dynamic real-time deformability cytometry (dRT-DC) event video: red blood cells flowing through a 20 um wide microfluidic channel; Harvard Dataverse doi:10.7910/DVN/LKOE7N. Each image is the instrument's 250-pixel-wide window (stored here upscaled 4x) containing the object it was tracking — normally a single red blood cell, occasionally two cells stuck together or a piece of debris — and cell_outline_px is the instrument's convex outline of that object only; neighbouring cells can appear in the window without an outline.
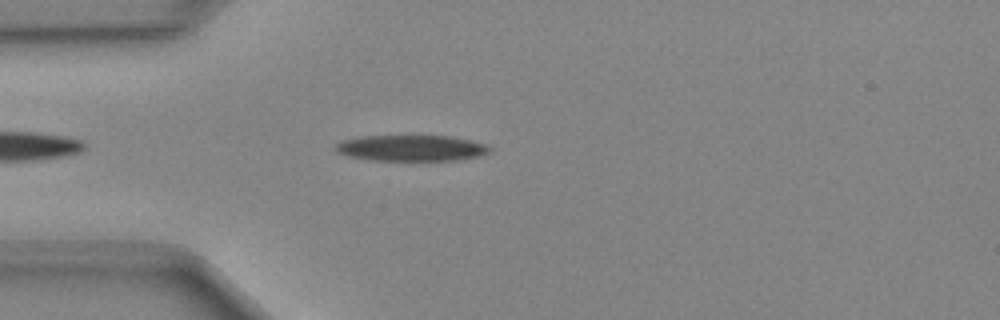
{"species": "Egyptian fruit bat (a non-hibernating species)", "species_latin": "Rousettus aegyptiacus", "temperature_condition": "cold", "stored_images_in_passage": 37, "camera_frame_rate_fps": 3000, "um_per_image_px": 0.085, "animal": {"sex": "female"}, "frame": {"image": 1, "passage_image": 4, "time_ms": 1.0, "image_size_px": [1000, 320], "cell_outline_px": [[492, 148], [488, 152], [476, 156], [452, 160], [368, 160], [348, 156], [336, 152], [336, 144], [340, 140], [364, 136], [452, 136], [472, 140], [488, 144]], "centroid_in_image_um": [34.94, 12.57], "position_along_channel_um": 50.1, "area_um2": 23.29}}
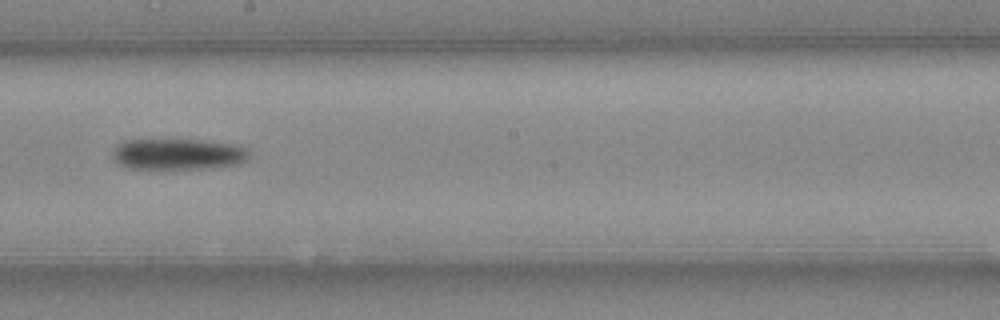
{"frame": {"image": 2, "passage_image": 18, "time_ms": 5.667, "image_size_px": [1000, 320], "cell_outline_px": [[252, 152], [244, 160], [236, 164], [204, 168], [128, 168], [116, 164], [112, 156], [112, 152], [124, 140], [204, 140], [240, 144]], "centroid_in_image_um": [15.14, 13.09], "position_along_channel_um": 233.1, "area_um2": 24.68}}
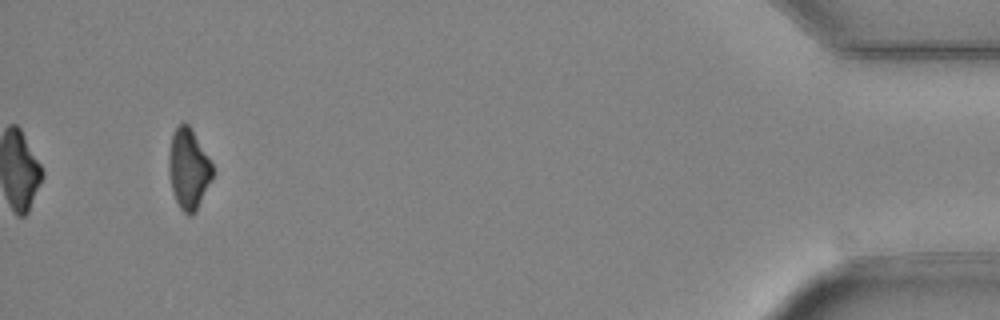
{"frame": {"image": 3, "passage_image": 37, "time_ms": 12.0, "image_size_px": [1000, 320], "cell_outline_px": [[212, 180], [196, 212], [192, 216], [188, 216], [180, 208], [172, 192], [168, 172], [168, 152], [172, 132], [184, 120], [188, 124], [212, 164]], "centroid_in_image_um": [16.0, 14.38], "position_along_channel_um": 419.2, "area_um2": 20.63}}